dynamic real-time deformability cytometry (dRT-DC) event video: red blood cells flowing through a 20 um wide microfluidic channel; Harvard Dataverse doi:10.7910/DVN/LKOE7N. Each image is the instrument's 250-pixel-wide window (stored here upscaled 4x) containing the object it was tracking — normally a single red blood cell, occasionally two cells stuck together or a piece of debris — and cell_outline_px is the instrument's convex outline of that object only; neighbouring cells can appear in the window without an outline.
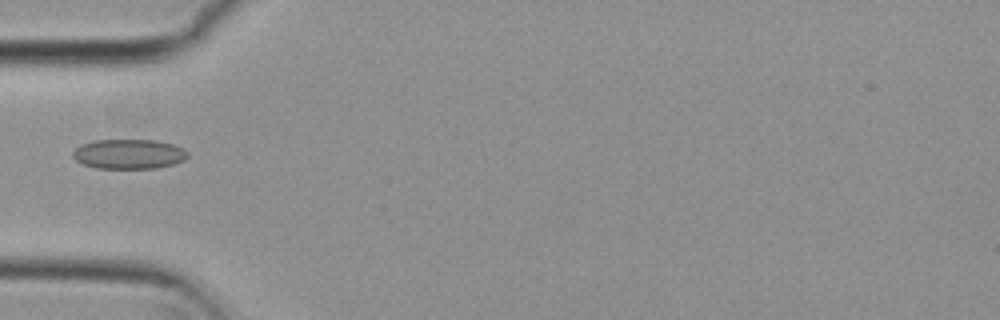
{"species": "common noctule bat (a hibernating species)", "species_latin": "Nyctalus noctula", "temperature_condition": "cold", "stored_images_in_passage": 3, "camera_frame_rate_fps": 3000, "um_per_image_px": 0.085, "animal": {"sex": "female", "body_mass_g": 29.2, "forearm_length_mm": 56.3}, "frame": {"image": 1, "passage_image": 3, "time_ms": 0.667, "image_size_px": [1000, 320], "cell_outline_px": [[188, 156], [184, 160], [176, 164], [156, 168], [96, 168], [84, 164], [76, 160], [72, 156], [72, 152], [80, 144], [92, 140], [156, 140], [172, 144], [184, 148], [188, 152]], "centroid_in_image_um": [10.96, 13.09], "position_along_channel_um": 74.0, "area_um2": 20.06}}